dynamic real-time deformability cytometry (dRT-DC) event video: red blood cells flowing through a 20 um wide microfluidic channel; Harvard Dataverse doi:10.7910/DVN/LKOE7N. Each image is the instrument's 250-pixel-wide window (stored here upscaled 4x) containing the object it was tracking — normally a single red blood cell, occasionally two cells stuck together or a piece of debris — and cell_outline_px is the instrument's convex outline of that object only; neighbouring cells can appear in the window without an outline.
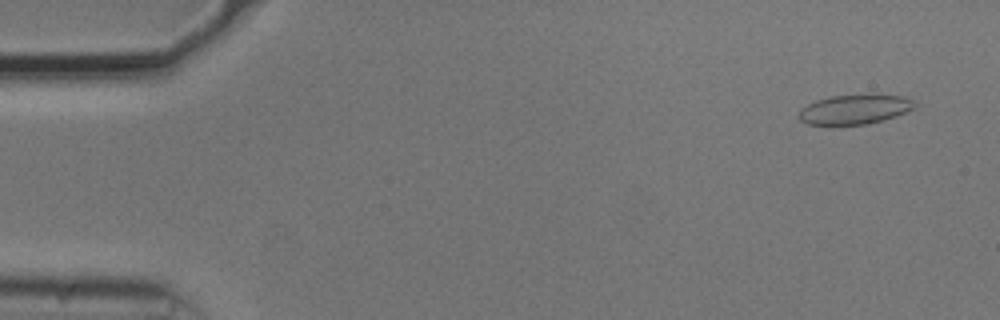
{"species": "common noctule bat (a hibernating species)", "species_latin": "Nyctalus noctula", "temperature_condition": "cold", "stored_images_in_passage": 8, "camera_frame_rate_fps": 3000, "um_per_image_px": 0.085, "animal": {"sex": "male", "body_mass_g": 20.5, "forearm_length_mm": 52.5}, "frame": {"image": 1, "passage_image": 2, "time_ms": 0.333, "image_size_px": [1000, 320], "cell_outline_px": [[916, 104], [912, 108], [896, 116], [868, 124], [832, 128], [808, 124], [800, 120], [800, 108], [816, 100], [832, 96], [872, 92], [904, 96], [916, 100]], "centroid_in_image_um": [72.64, 9.3], "position_along_channel_um": 12.4, "area_um2": 21.21}}